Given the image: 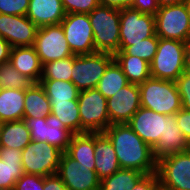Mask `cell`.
<instances>
[{
	"instance_id": "6",
	"label": "cell",
	"mask_w": 190,
	"mask_h": 190,
	"mask_svg": "<svg viewBox=\"0 0 190 190\" xmlns=\"http://www.w3.org/2000/svg\"><path fill=\"white\" fill-rule=\"evenodd\" d=\"M78 108L81 133L104 132L110 126L107 99L96 88L79 92Z\"/></svg>"
},
{
	"instance_id": "37",
	"label": "cell",
	"mask_w": 190,
	"mask_h": 190,
	"mask_svg": "<svg viewBox=\"0 0 190 190\" xmlns=\"http://www.w3.org/2000/svg\"><path fill=\"white\" fill-rule=\"evenodd\" d=\"M175 84L181 97L182 109L190 111V73L184 71Z\"/></svg>"
},
{
	"instance_id": "19",
	"label": "cell",
	"mask_w": 190,
	"mask_h": 190,
	"mask_svg": "<svg viewBox=\"0 0 190 190\" xmlns=\"http://www.w3.org/2000/svg\"><path fill=\"white\" fill-rule=\"evenodd\" d=\"M95 171L100 180L120 169L113 144L104 132L94 133Z\"/></svg>"
},
{
	"instance_id": "39",
	"label": "cell",
	"mask_w": 190,
	"mask_h": 190,
	"mask_svg": "<svg viewBox=\"0 0 190 190\" xmlns=\"http://www.w3.org/2000/svg\"><path fill=\"white\" fill-rule=\"evenodd\" d=\"M176 123L183 132L185 139L190 144V111L181 109L176 114Z\"/></svg>"
},
{
	"instance_id": "48",
	"label": "cell",
	"mask_w": 190,
	"mask_h": 190,
	"mask_svg": "<svg viewBox=\"0 0 190 190\" xmlns=\"http://www.w3.org/2000/svg\"><path fill=\"white\" fill-rule=\"evenodd\" d=\"M187 4H188L189 9H190V0H187Z\"/></svg>"
},
{
	"instance_id": "40",
	"label": "cell",
	"mask_w": 190,
	"mask_h": 190,
	"mask_svg": "<svg viewBox=\"0 0 190 190\" xmlns=\"http://www.w3.org/2000/svg\"><path fill=\"white\" fill-rule=\"evenodd\" d=\"M158 184L157 173L145 174L131 190H156Z\"/></svg>"
},
{
	"instance_id": "43",
	"label": "cell",
	"mask_w": 190,
	"mask_h": 190,
	"mask_svg": "<svg viewBox=\"0 0 190 190\" xmlns=\"http://www.w3.org/2000/svg\"><path fill=\"white\" fill-rule=\"evenodd\" d=\"M100 5L108 6L116 9L131 8L133 0H98Z\"/></svg>"
},
{
	"instance_id": "13",
	"label": "cell",
	"mask_w": 190,
	"mask_h": 190,
	"mask_svg": "<svg viewBox=\"0 0 190 190\" xmlns=\"http://www.w3.org/2000/svg\"><path fill=\"white\" fill-rule=\"evenodd\" d=\"M33 47L41 64L73 56L61 24L39 27Z\"/></svg>"
},
{
	"instance_id": "8",
	"label": "cell",
	"mask_w": 190,
	"mask_h": 190,
	"mask_svg": "<svg viewBox=\"0 0 190 190\" xmlns=\"http://www.w3.org/2000/svg\"><path fill=\"white\" fill-rule=\"evenodd\" d=\"M62 153L47 142L32 140L22 150L23 172L39 176L56 174Z\"/></svg>"
},
{
	"instance_id": "42",
	"label": "cell",
	"mask_w": 190,
	"mask_h": 190,
	"mask_svg": "<svg viewBox=\"0 0 190 190\" xmlns=\"http://www.w3.org/2000/svg\"><path fill=\"white\" fill-rule=\"evenodd\" d=\"M43 190H68L57 174L43 176Z\"/></svg>"
},
{
	"instance_id": "2",
	"label": "cell",
	"mask_w": 190,
	"mask_h": 190,
	"mask_svg": "<svg viewBox=\"0 0 190 190\" xmlns=\"http://www.w3.org/2000/svg\"><path fill=\"white\" fill-rule=\"evenodd\" d=\"M96 52L115 55L120 44V9L98 5L89 14Z\"/></svg>"
},
{
	"instance_id": "16",
	"label": "cell",
	"mask_w": 190,
	"mask_h": 190,
	"mask_svg": "<svg viewBox=\"0 0 190 190\" xmlns=\"http://www.w3.org/2000/svg\"><path fill=\"white\" fill-rule=\"evenodd\" d=\"M140 107L139 85L129 83L107 99L110 125L127 123Z\"/></svg>"
},
{
	"instance_id": "30",
	"label": "cell",
	"mask_w": 190,
	"mask_h": 190,
	"mask_svg": "<svg viewBox=\"0 0 190 190\" xmlns=\"http://www.w3.org/2000/svg\"><path fill=\"white\" fill-rule=\"evenodd\" d=\"M50 102H68L78 100L80 90L72 81L40 80Z\"/></svg>"
},
{
	"instance_id": "31",
	"label": "cell",
	"mask_w": 190,
	"mask_h": 190,
	"mask_svg": "<svg viewBox=\"0 0 190 190\" xmlns=\"http://www.w3.org/2000/svg\"><path fill=\"white\" fill-rule=\"evenodd\" d=\"M145 174L134 169H122L100 180L99 190H131Z\"/></svg>"
},
{
	"instance_id": "9",
	"label": "cell",
	"mask_w": 190,
	"mask_h": 190,
	"mask_svg": "<svg viewBox=\"0 0 190 190\" xmlns=\"http://www.w3.org/2000/svg\"><path fill=\"white\" fill-rule=\"evenodd\" d=\"M119 51L156 34L155 15L125 8L120 10Z\"/></svg>"
},
{
	"instance_id": "35",
	"label": "cell",
	"mask_w": 190,
	"mask_h": 190,
	"mask_svg": "<svg viewBox=\"0 0 190 190\" xmlns=\"http://www.w3.org/2000/svg\"><path fill=\"white\" fill-rule=\"evenodd\" d=\"M66 14L83 13L89 14L99 5L98 0H62Z\"/></svg>"
},
{
	"instance_id": "12",
	"label": "cell",
	"mask_w": 190,
	"mask_h": 190,
	"mask_svg": "<svg viewBox=\"0 0 190 190\" xmlns=\"http://www.w3.org/2000/svg\"><path fill=\"white\" fill-rule=\"evenodd\" d=\"M30 130L31 140L47 142L63 153L67 151L73 133L64 127L63 123L53 114L46 117H23Z\"/></svg>"
},
{
	"instance_id": "20",
	"label": "cell",
	"mask_w": 190,
	"mask_h": 190,
	"mask_svg": "<svg viewBox=\"0 0 190 190\" xmlns=\"http://www.w3.org/2000/svg\"><path fill=\"white\" fill-rule=\"evenodd\" d=\"M26 16L39 28L60 24L66 12L62 0H30Z\"/></svg>"
},
{
	"instance_id": "5",
	"label": "cell",
	"mask_w": 190,
	"mask_h": 190,
	"mask_svg": "<svg viewBox=\"0 0 190 190\" xmlns=\"http://www.w3.org/2000/svg\"><path fill=\"white\" fill-rule=\"evenodd\" d=\"M155 29L159 38L183 42L190 40V9L187 2L159 7L155 14Z\"/></svg>"
},
{
	"instance_id": "38",
	"label": "cell",
	"mask_w": 190,
	"mask_h": 190,
	"mask_svg": "<svg viewBox=\"0 0 190 190\" xmlns=\"http://www.w3.org/2000/svg\"><path fill=\"white\" fill-rule=\"evenodd\" d=\"M13 190H43V176L24 173L16 181Z\"/></svg>"
},
{
	"instance_id": "25",
	"label": "cell",
	"mask_w": 190,
	"mask_h": 190,
	"mask_svg": "<svg viewBox=\"0 0 190 190\" xmlns=\"http://www.w3.org/2000/svg\"><path fill=\"white\" fill-rule=\"evenodd\" d=\"M31 141L30 130L24 120L0 123V147L22 151Z\"/></svg>"
},
{
	"instance_id": "27",
	"label": "cell",
	"mask_w": 190,
	"mask_h": 190,
	"mask_svg": "<svg viewBox=\"0 0 190 190\" xmlns=\"http://www.w3.org/2000/svg\"><path fill=\"white\" fill-rule=\"evenodd\" d=\"M115 61L120 65L129 83L141 84L151 77L150 63L137 56L114 55Z\"/></svg>"
},
{
	"instance_id": "47",
	"label": "cell",
	"mask_w": 190,
	"mask_h": 190,
	"mask_svg": "<svg viewBox=\"0 0 190 190\" xmlns=\"http://www.w3.org/2000/svg\"><path fill=\"white\" fill-rule=\"evenodd\" d=\"M156 190H171V189H168V188L162 186V185L159 183V184L157 185V187H156Z\"/></svg>"
},
{
	"instance_id": "23",
	"label": "cell",
	"mask_w": 190,
	"mask_h": 190,
	"mask_svg": "<svg viewBox=\"0 0 190 190\" xmlns=\"http://www.w3.org/2000/svg\"><path fill=\"white\" fill-rule=\"evenodd\" d=\"M65 153L79 162L80 167L95 171L94 133L73 134Z\"/></svg>"
},
{
	"instance_id": "45",
	"label": "cell",
	"mask_w": 190,
	"mask_h": 190,
	"mask_svg": "<svg viewBox=\"0 0 190 190\" xmlns=\"http://www.w3.org/2000/svg\"><path fill=\"white\" fill-rule=\"evenodd\" d=\"M184 66H185V71L190 73V40L186 42L185 46Z\"/></svg>"
},
{
	"instance_id": "36",
	"label": "cell",
	"mask_w": 190,
	"mask_h": 190,
	"mask_svg": "<svg viewBox=\"0 0 190 190\" xmlns=\"http://www.w3.org/2000/svg\"><path fill=\"white\" fill-rule=\"evenodd\" d=\"M30 0H0V13L26 15Z\"/></svg>"
},
{
	"instance_id": "18",
	"label": "cell",
	"mask_w": 190,
	"mask_h": 190,
	"mask_svg": "<svg viewBox=\"0 0 190 190\" xmlns=\"http://www.w3.org/2000/svg\"><path fill=\"white\" fill-rule=\"evenodd\" d=\"M189 149L190 144L176 123L175 115H167L164 136L160 137L158 143L152 148L153 157L158 161L164 156L185 152Z\"/></svg>"
},
{
	"instance_id": "32",
	"label": "cell",
	"mask_w": 190,
	"mask_h": 190,
	"mask_svg": "<svg viewBox=\"0 0 190 190\" xmlns=\"http://www.w3.org/2000/svg\"><path fill=\"white\" fill-rule=\"evenodd\" d=\"M73 56L42 65L41 80L71 81Z\"/></svg>"
},
{
	"instance_id": "44",
	"label": "cell",
	"mask_w": 190,
	"mask_h": 190,
	"mask_svg": "<svg viewBox=\"0 0 190 190\" xmlns=\"http://www.w3.org/2000/svg\"><path fill=\"white\" fill-rule=\"evenodd\" d=\"M11 48L10 44L0 37V64L9 61Z\"/></svg>"
},
{
	"instance_id": "33",
	"label": "cell",
	"mask_w": 190,
	"mask_h": 190,
	"mask_svg": "<svg viewBox=\"0 0 190 190\" xmlns=\"http://www.w3.org/2000/svg\"><path fill=\"white\" fill-rule=\"evenodd\" d=\"M33 82L26 76L19 73L12 64L7 61L0 64V88H12L25 90L28 89Z\"/></svg>"
},
{
	"instance_id": "3",
	"label": "cell",
	"mask_w": 190,
	"mask_h": 190,
	"mask_svg": "<svg viewBox=\"0 0 190 190\" xmlns=\"http://www.w3.org/2000/svg\"><path fill=\"white\" fill-rule=\"evenodd\" d=\"M141 107L159 114L175 115L182 109L175 81L150 77L139 84Z\"/></svg>"
},
{
	"instance_id": "26",
	"label": "cell",
	"mask_w": 190,
	"mask_h": 190,
	"mask_svg": "<svg viewBox=\"0 0 190 190\" xmlns=\"http://www.w3.org/2000/svg\"><path fill=\"white\" fill-rule=\"evenodd\" d=\"M51 114V103L40 83L25 89L23 117L41 118Z\"/></svg>"
},
{
	"instance_id": "14",
	"label": "cell",
	"mask_w": 190,
	"mask_h": 190,
	"mask_svg": "<svg viewBox=\"0 0 190 190\" xmlns=\"http://www.w3.org/2000/svg\"><path fill=\"white\" fill-rule=\"evenodd\" d=\"M38 27L26 15L0 13V37L11 47L34 45Z\"/></svg>"
},
{
	"instance_id": "46",
	"label": "cell",
	"mask_w": 190,
	"mask_h": 190,
	"mask_svg": "<svg viewBox=\"0 0 190 190\" xmlns=\"http://www.w3.org/2000/svg\"><path fill=\"white\" fill-rule=\"evenodd\" d=\"M187 0H157L159 7L185 3Z\"/></svg>"
},
{
	"instance_id": "28",
	"label": "cell",
	"mask_w": 190,
	"mask_h": 190,
	"mask_svg": "<svg viewBox=\"0 0 190 190\" xmlns=\"http://www.w3.org/2000/svg\"><path fill=\"white\" fill-rule=\"evenodd\" d=\"M129 81L115 59L108 65L104 75L98 82L96 89L106 98H110L121 88L128 85Z\"/></svg>"
},
{
	"instance_id": "15",
	"label": "cell",
	"mask_w": 190,
	"mask_h": 190,
	"mask_svg": "<svg viewBox=\"0 0 190 190\" xmlns=\"http://www.w3.org/2000/svg\"><path fill=\"white\" fill-rule=\"evenodd\" d=\"M68 190H99L100 179L96 171L80 167L79 162L73 160L65 152L62 153L56 173Z\"/></svg>"
},
{
	"instance_id": "21",
	"label": "cell",
	"mask_w": 190,
	"mask_h": 190,
	"mask_svg": "<svg viewBox=\"0 0 190 190\" xmlns=\"http://www.w3.org/2000/svg\"><path fill=\"white\" fill-rule=\"evenodd\" d=\"M9 62L22 75L33 83H39L42 74V64L33 46L12 47Z\"/></svg>"
},
{
	"instance_id": "24",
	"label": "cell",
	"mask_w": 190,
	"mask_h": 190,
	"mask_svg": "<svg viewBox=\"0 0 190 190\" xmlns=\"http://www.w3.org/2000/svg\"><path fill=\"white\" fill-rule=\"evenodd\" d=\"M25 90L0 88V123L23 120Z\"/></svg>"
},
{
	"instance_id": "29",
	"label": "cell",
	"mask_w": 190,
	"mask_h": 190,
	"mask_svg": "<svg viewBox=\"0 0 190 190\" xmlns=\"http://www.w3.org/2000/svg\"><path fill=\"white\" fill-rule=\"evenodd\" d=\"M51 114L56 116L73 134L81 133V121L78 108V100L68 102H50Z\"/></svg>"
},
{
	"instance_id": "34",
	"label": "cell",
	"mask_w": 190,
	"mask_h": 190,
	"mask_svg": "<svg viewBox=\"0 0 190 190\" xmlns=\"http://www.w3.org/2000/svg\"><path fill=\"white\" fill-rule=\"evenodd\" d=\"M159 37L155 34L152 37L143 39L138 43L127 46L123 51H118L115 55H132L144 59L151 63L158 48Z\"/></svg>"
},
{
	"instance_id": "7",
	"label": "cell",
	"mask_w": 190,
	"mask_h": 190,
	"mask_svg": "<svg viewBox=\"0 0 190 190\" xmlns=\"http://www.w3.org/2000/svg\"><path fill=\"white\" fill-rule=\"evenodd\" d=\"M114 60L109 53L73 55L71 81L80 90L96 88L108 65Z\"/></svg>"
},
{
	"instance_id": "10",
	"label": "cell",
	"mask_w": 190,
	"mask_h": 190,
	"mask_svg": "<svg viewBox=\"0 0 190 190\" xmlns=\"http://www.w3.org/2000/svg\"><path fill=\"white\" fill-rule=\"evenodd\" d=\"M159 183L171 190H190V149L157 161Z\"/></svg>"
},
{
	"instance_id": "17",
	"label": "cell",
	"mask_w": 190,
	"mask_h": 190,
	"mask_svg": "<svg viewBox=\"0 0 190 190\" xmlns=\"http://www.w3.org/2000/svg\"><path fill=\"white\" fill-rule=\"evenodd\" d=\"M167 115L140 107L127 122L133 131L151 148L164 136Z\"/></svg>"
},
{
	"instance_id": "4",
	"label": "cell",
	"mask_w": 190,
	"mask_h": 190,
	"mask_svg": "<svg viewBox=\"0 0 190 190\" xmlns=\"http://www.w3.org/2000/svg\"><path fill=\"white\" fill-rule=\"evenodd\" d=\"M186 42L159 38L157 52L150 63L153 78L176 81L185 71Z\"/></svg>"
},
{
	"instance_id": "41",
	"label": "cell",
	"mask_w": 190,
	"mask_h": 190,
	"mask_svg": "<svg viewBox=\"0 0 190 190\" xmlns=\"http://www.w3.org/2000/svg\"><path fill=\"white\" fill-rule=\"evenodd\" d=\"M133 9L142 13L155 15L159 9L157 0H133Z\"/></svg>"
},
{
	"instance_id": "1",
	"label": "cell",
	"mask_w": 190,
	"mask_h": 190,
	"mask_svg": "<svg viewBox=\"0 0 190 190\" xmlns=\"http://www.w3.org/2000/svg\"><path fill=\"white\" fill-rule=\"evenodd\" d=\"M104 133L113 144L120 168L134 169L143 174L156 173L157 160L152 148L127 124H111Z\"/></svg>"
},
{
	"instance_id": "11",
	"label": "cell",
	"mask_w": 190,
	"mask_h": 190,
	"mask_svg": "<svg viewBox=\"0 0 190 190\" xmlns=\"http://www.w3.org/2000/svg\"><path fill=\"white\" fill-rule=\"evenodd\" d=\"M65 39L74 55L96 52L94 33L88 14L68 13L61 21Z\"/></svg>"
},
{
	"instance_id": "22",
	"label": "cell",
	"mask_w": 190,
	"mask_h": 190,
	"mask_svg": "<svg viewBox=\"0 0 190 190\" xmlns=\"http://www.w3.org/2000/svg\"><path fill=\"white\" fill-rule=\"evenodd\" d=\"M23 174L22 151L0 147V190H13Z\"/></svg>"
}]
</instances>
